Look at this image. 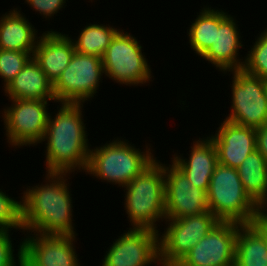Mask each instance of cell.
<instances>
[{"instance_id":"obj_9","label":"cell","mask_w":267,"mask_h":266,"mask_svg":"<svg viewBox=\"0 0 267 266\" xmlns=\"http://www.w3.org/2000/svg\"><path fill=\"white\" fill-rule=\"evenodd\" d=\"M50 100L14 99L3 109L7 142L15 146H32L41 143L46 131Z\"/></svg>"},{"instance_id":"obj_14","label":"cell","mask_w":267,"mask_h":266,"mask_svg":"<svg viewBox=\"0 0 267 266\" xmlns=\"http://www.w3.org/2000/svg\"><path fill=\"white\" fill-rule=\"evenodd\" d=\"M31 235L28 234L22 241L23 254L36 266L81 265L73 244L75 236L38 233Z\"/></svg>"},{"instance_id":"obj_5","label":"cell","mask_w":267,"mask_h":266,"mask_svg":"<svg viewBox=\"0 0 267 266\" xmlns=\"http://www.w3.org/2000/svg\"><path fill=\"white\" fill-rule=\"evenodd\" d=\"M209 211L220 221L250 224L263 210L246 193L237 168L217 164L207 191Z\"/></svg>"},{"instance_id":"obj_8","label":"cell","mask_w":267,"mask_h":266,"mask_svg":"<svg viewBox=\"0 0 267 266\" xmlns=\"http://www.w3.org/2000/svg\"><path fill=\"white\" fill-rule=\"evenodd\" d=\"M103 73L100 57L75 51L68 66L53 83L56 103H83L92 100L99 89Z\"/></svg>"},{"instance_id":"obj_10","label":"cell","mask_w":267,"mask_h":266,"mask_svg":"<svg viewBox=\"0 0 267 266\" xmlns=\"http://www.w3.org/2000/svg\"><path fill=\"white\" fill-rule=\"evenodd\" d=\"M231 112L225 120L240 126L262 127L267 123L265 81L243 70H232Z\"/></svg>"},{"instance_id":"obj_32","label":"cell","mask_w":267,"mask_h":266,"mask_svg":"<svg viewBox=\"0 0 267 266\" xmlns=\"http://www.w3.org/2000/svg\"><path fill=\"white\" fill-rule=\"evenodd\" d=\"M18 254H17V263L16 266H36L32 261H30L24 254H23V243H20L18 247Z\"/></svg>"},{"instance_id":"obj_12","label":"cell","mask_w":267,"mask_h":266,"mask_svg":"<svg viewBox=\"0 0 267 266\" xmlns=\"http://www.w3.org/2000/svg\"><path fill=\"white\" fill-rule=\"evenodd\" d=\"M238 228L219 221L175 266H234Z\"/></svg>"},{"instance_id":"obj_27","label":"cell","mask_w":267,"mask_h":266,"mask_svg":"<svg viewBox=\"0 0 267 266\" xmlns=\"http://www.w3.org/2000/svg\"><path fill=\"white\" fill-rule=\"evenodd\" d=\"M11 228L24 231L22 224V201L14 200L0 189V231Z\"/></svg>"},{"instance_id":"obj_15","label":"cell","mask_w":267,"mask_h":266,"mask_svg":"<svg viewBox=\"0 0 267 266\" xmlns=\"http://www.w3.org/2000/svg\"><path fill=\"white\" fill-rule=\"evenodd\" d=\"M237 22L223 10L215 9V43L201 56L220 71L242 70L244 61L238 59L242 47ZM238 56V57H237Z\"/></svg>"},{"instance_id":"obj_34","label":"cell","mask_w":267,"mask_h":266,"mask_svg":"<svg viewBox=\"0 0 267 266\" xmlns=\"http://www.w3.org/2000/svg\"><path fill=\"white\" fill-rule=\"evenodd\" d=\"M267 208V207H266ZM263 212L267 215V209H264Z\"/></svg>"},{"instance_id":"obj_17","label":"cell","mask_w":267,"mask_h":266,"mask_svg":"<svg viewBox=\"0 0 267 266\" xmlns=\"http://www.w3.org/2000/svg\"><path fill=\"white\" fill-rule=\"evenodd\" d=\"M74 52L72 38L51 30L40 36L32 57L54 83L68 66Z\"/></svg>"},{"instance_id":"obj_18","label":"cell","mask_w":267,"mask_h":266,"mask_svg":"<svg viewBox=\"0 0 267 266\" xmlns=\"http://www.w3.org/2000/svg\"><path fill=\"white\" fill-rule=\"evenodd\" d=\"M188 159L180 155H173L171 162L181 170L189 181L206 193L211 176L218 164L217 150L210 136L193 141Z\"/></svg>"},{"instance_id":"obj_13","label":"cell","mask_w":267,"mask_h":266,"mask_svg":"<svg viewBox=\"0 0 267 266\" xmlns=\"http://www.w3.org/2000/svg\"><path fill=\"white\" fill-rule=\"evenodd\" d=\"M165 214L166 219H179L209 211L207 193L196 187L173 163L166 166Z\"/></svg>"},{"instance_id":"obj_23","label":"cell","mask_w":267,"mask_h":266,"mask_svg":"<svg viewBox=\"0 0 267 266\" xmlns=\"http://www.w3.org/2000/svg\"><path fill=\"white\" fill-rule=\"evenodd\" d=\"M119 29L104 24H89L81 30L77 40L72 39L75 51L102 58Z\"/></svg>"},{"instance_id":"obj_1","label":"cell","mask_w":267,"mask_h":266,"mask_svg":"<svg viewBox=\"0 0 267 266\" xmlns=\"http://www.w3.org/2000/svg\"><path fill=\"white\" fill-rule=\"evenodd\" d=\"M68 172H47L45 184L24 191L22 224L24 231L38 234L76 236L72 221V197ZM73 219V220H72Z\"/></svg>"},{"instance_id":"obj_11","label":"cell","mask_w":267,"mask_h":266,"mask_svg":"<svg viewBox=\"0 0 267 266\" xmlns=\"http://www.w3.org/2000/svg\"><path fill=\"white\" fill-rule=\"evenodd\" d=\"M159 231L129 228L106 251L102 266H149L160 264ZM159 263V264H158Z\"/></svg>"},{"instance_id":"obj_26","label":"cell","mask_w":267,"mask_h":266,"mask_svg":"<svg viewBox=\"0 0 267 266\" xmlns=\"http://www.w3.org/2000/svg\"><path fill=\"white\" fill-rule=\"evenodd\" d=\"M29 52L0 49V78L4 88L17 76L32 58Z\"/></svg>"},{"instance_id":"obj_33","label":"cell","mask_w":267,"mask_h":266,"mask_svg":"<svg viewBox=\"0 0 267 266\" xmlns=\"http://www.w3.org/2000/svg\"><path fill=\"white\" fill-rule=\"evenodd\" d=\"M265 81V89H266V93H267V80H264Z\"/></svg>"},{"instance_id":"obj_24","label":"cell","mask_w":267,"mask_h":266,"mask_svg":"<svg viewBox=\"0 0 267 266\" xmlns=\"http://www.w3.org/2000/svg\"><path fill=\"white\" fill-rule=\"evenodd\" d=\"M199 13L187 33L192 50L201 57L215 43V9L208 6Z\"/></svg>"},{"instance_id":"obj_16","label":"cell","mask_w":267,"mask_h":266,"mask_svg":"<svg viewBox=\"0 0 267 266\" xmlns=\"http://www.w3.org/2000/svg\"><path fill=\"white\" fill-rule=\"evenodd\" d=\"M210 138L217 150L218 163L228 167L237 168L256 150V129L225 119Z\"/></svg>"},{"instance_id":"obj_4","label":"cell","mask_w":267,"mask_h":266,"mask_svg":"<svg viewBox=\"0 0 267 266\" xmlns=\"http://www.w3.org/2000/svg\"><path fill=\"white\" fill-rule=\"evenodd\" d=\"M128 142L117 138L90 149L85 172L120 187L126 186L156 159L147 145L144 152Z\"/></svg>"},{"instance_id":"obj_29","label":"cell","mask_w":267,"mask_h":266,"mask_svg":"<svg viewBox=\"0 0 267 266\" xmlns=\"http://www.w3.org/2000/svg\"><path fill=\"white\" fill-rule=\"evenodd\" d=\"M10 232L0 231V266H16Z\"/></svg>"},{"instance_id":"obj_19","label":"cell","mask_w":267,"mask_h":266,"mask_svg":"<svg viewBox=\"0 0 267 266\" xmlns=\"http://www.w3.org/2000/svg\"><path fill=\"white\" fill-rule=\"evenodd\" d=\"M10 100H54L53 83L32 57L17 76L4 88Z\"/></svg>"},{"instance_id":"obj_28","label":"cell","mask_w":267,"mask_h":266,"mask_svg":"<svg viewBox=\"0 0 267 266\" xmlns=\"http://www.w3.org/2000/svg\"><path fill=\"white\" fill-rule=\"evenodd\" d=\"M25 2L31 6V9L33 7V10L48 19L63 8L66 0H25Z\"/></svg>"},{"instance_id":"obj_25","label":"cell","mask_w":267,"mask_h":266,"mask_svg":"<svg viewBox=\"0 0 267 266\" xmlns=\"http://www.w3.org/2000/svg\"><path fill=\"white\" fill-rule=\"evenodd\" d=\"M255 43L244 59L242 70L267 80V28L255 38Z\"/></svg>"},{"instance_id":"obj_30","label":"cell","mask_w":267,"mask_h":266,"mask_svg":"<svg viewBox=\"0 0 267 266\" xmlns=\"http://www.w3.org/2000/svg\"><path fill=\"white\" fill-rule=\"evenodd\" d=\"M256 149L267 161V123L256 128Z\"/></svg>"},{"instance_id":"obj_31","label":"cell","mask_w":267,"mask_h":266,"mask_svg":"<svg viewBox=\"0 0 267 266\" xmlns=\"http://www.w3.org/2000/svg\"><path fill=\"white\" fill-rule=\"evenodd\" d=\"M251 224L262 234L267 247V215L262 212Z\"/></svg>"},{"instance_id":"obj_3","label":"cell","mask_w":267,"mask_h":266,"mask_svg":"<svg viewBox=\"0 0 267 266\" xmlns=\"http://www.w3.org/2000/svg\"><path fill=\"white\" fill-rule=\"evenodd\" d=\"M155 159L123 188L124 207L133 228L158 231L156 222L166 219L164 164Z\"/></svg>"},{"instance_id":"obj_6","label":"cell","mask_w":267,"mask_h":266,"mask_svg":"<svg viewBox=\"0 0 267 266\" xmlns=\"http://www.w3.org/2000/svg\"><path fill=\"white\" fill-rule=\"evenodd\" d=\"M119 30L102 56L104 74L119 84L142 85L152 79L151 68L137 39Z\"/></svg>"},{"instance_id":"obj_20","label":"cell","mask_w":267,"mask_h":266,"mask_svg":"<svg viewBox=\"0 0 267 266\" xmlns=\"http://www.w3.org/2000/svg\"><path fill=\"white\" fill-rule=\"evenodd\" d=\"M2 16L0 18V49L29 52L33 55L40 38L36 36L35 27L25 15L17 11V8L10 9L9 13L2 14Z\"/></svg>"},{"instance_id":"obj_7","label":"cell","mask_w":267,"mask_h":266,"mask_svg":"<svg viewBox=\"0 0 267 266\" xmlns=\"http://www.w3.org/2000/svg\"><path fill=\"white\" fill-rule=\"evenodd\" d=\"M165 221L168 226L159 235L161 266H175L220 220L208 211Z\"/></svg>"},{"instance_id":"obj_22","label":"cell","mask_w":267,"mask_h":266,"mask_svg":"<svg viewBox=\"0 0 267 266\" xmlns=\"http://www.w3.org/2000/svg\"><path fill=\"white\" fill-rule=\"evenodd\" d=\"M234 266H267L264 238L251 223L239 224Z\"/></svg>"},{"instance_id":"obj_21","label":"cell","mask_w":267,"mask_h":266,"mask_svg":"<svg viewBox=\"0 0 267 266\" xmlns=\"http://www.w3.org/2000/svg\"><path fill=\"white\" fill-rule=\"evenodd\" d=\"M246 193L262 209L267 207V161L257 151L249 154L237 167Z\"/></svg>"},{"instance_id":"obj_2","label":"cell","mask_w":267,"mask_h":266,"mask_svg":"<svg viewBox=\"0 0 267 266\" xmlns=\"http://www.w3.org/2000/svg\"><path fill=\"white\" fill-rule=\"evenodd\" d=\"M54 117L48 116L46 141V172L86 171L90 146L83 119L84 103L61 102ZM82 169V170H81Z\"/></svg>"}]
</instances>
